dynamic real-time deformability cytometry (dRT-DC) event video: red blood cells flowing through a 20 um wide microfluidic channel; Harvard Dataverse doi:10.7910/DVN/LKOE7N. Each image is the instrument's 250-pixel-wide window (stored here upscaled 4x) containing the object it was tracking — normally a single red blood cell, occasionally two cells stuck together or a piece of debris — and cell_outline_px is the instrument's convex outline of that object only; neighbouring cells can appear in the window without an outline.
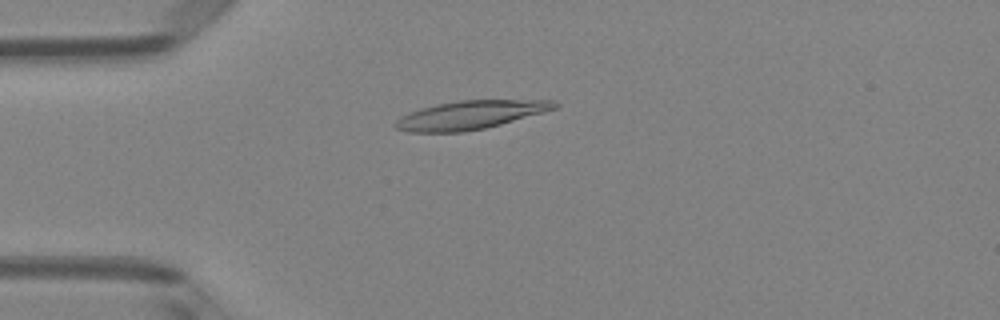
{"species": "Egyptian fruit bat (a non-hibernating species)", "species_latin": "Rousettus aegyptiacus", "temperature_condition": "room temperature", "stored_images_in_passage": 50, "camera_frame_rate_fps": 3000, "um_per_image_px": 0.085, "animal": {"sex": "female"}, "frame": {"image": 1, "passage_image": 13, "time_ms": 4.0, "image_size_px": [1000, 320], "cell_outline_px": [[560, 104], [556, 108], [544, 112], [500, 124], [484, 128], [464, 132], [408, 132], [396, 128], [396, 120], [400, 116], [408, 112], [440, 104], [460, 100], [552, 100]], "centroid_in_image_um": [39.98, 9.77], "position_along_channel_um": 45.0, "area_um2": 26.07}}
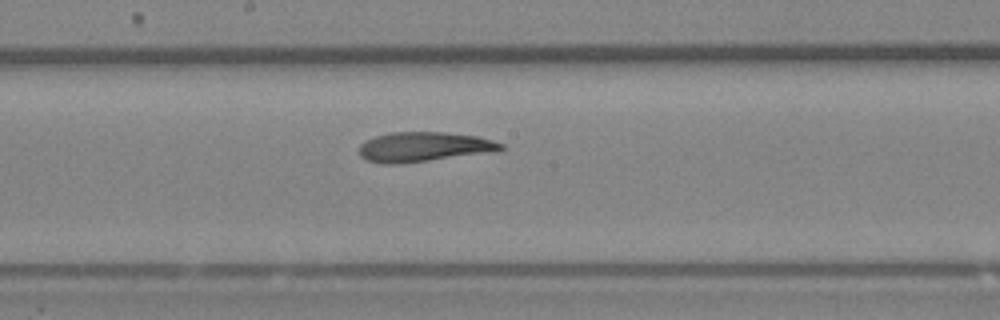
{"frame": {"image": 2, "passage_image": 27, "time_ms": 8.667, "image_size_px": [1000, 320], "cell_outline_px": [[504, 148], [496, 152], [396, 164], [384, 164], [364, 160], [360, 156], [360, 144], [364, 140], [376, 136], [392, 132], [444, 132], [476, 136], [492, 140], [504, 144]], "centroid_in_image_um": [36.02, 12.49], "position_along_channel_um": 212.2, "area_um2": 24.62}}
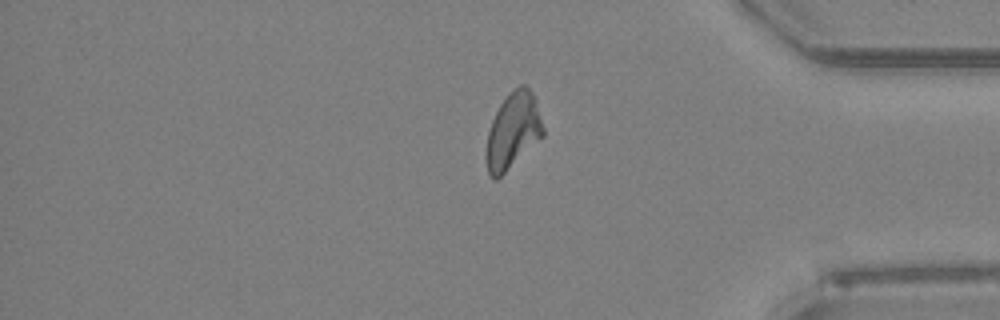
{"frame": {"image": 3, "passage_image": 42, "time_ms": 13.667, "image_size_px": [1000, 320], "cell_outline_px": [[544, 136], [496, 180], [492, 180], [488, 172], [484, 156], [488, 132], [492, 120], [500, 104], [508, 92], [520, 84], [524, 84], [532, 92], [536, 100], [544, 128]], "centroid_in_image_um": [43.59, 11.11], "position_along_channel_um": 391.6, "area_um2": 25.37}, "authors_computed_cell_mechanics": {"area_um2": 25.1719, "velocity_mm_per_s": 4.0131, "shape_relaxation_time_tau1_ms": 11.0623, "shape_relaxation_time_tau2_ms": 4.0854, "deformation_change_tau1": 0.2833, "deformation_change_tau2": 0.1265}}